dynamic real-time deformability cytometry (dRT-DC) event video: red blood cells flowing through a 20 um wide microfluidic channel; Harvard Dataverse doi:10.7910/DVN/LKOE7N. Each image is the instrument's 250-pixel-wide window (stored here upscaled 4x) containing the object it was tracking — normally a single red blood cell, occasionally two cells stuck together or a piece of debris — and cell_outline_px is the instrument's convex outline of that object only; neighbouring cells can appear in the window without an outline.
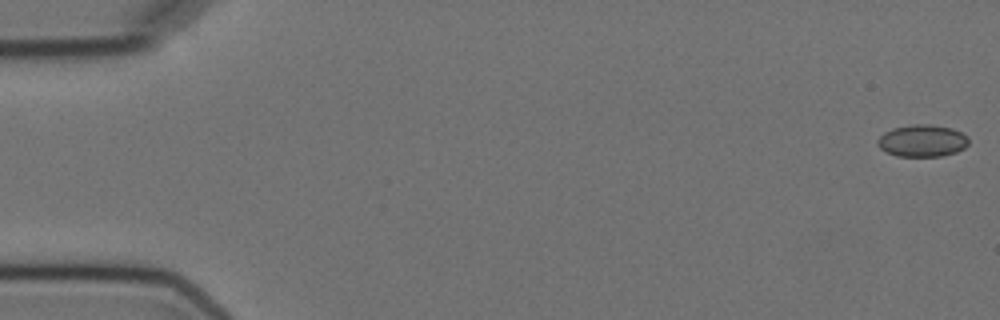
{"species": "Egyptian fruit bat (a non-hibernating species)", "species_latin": "Rousettus aegyptiacus", "temperature_condition": "cold", "stored_images_in_passage": 5, "camera_frame_rate_fps": 3000, "um_per_image_px": 0.085, "animal": {"sex": "female"}, "frame": {"image": 1, "passage_image": 1, "time_ms": 0.0, "image_size_px": [1000, 320], "cell_outline_px": [[968, 144], [964, 148], [956, 152], [940, 156], [896, 156], [884, 152], [876, 144], [876, 140], [884, 132], [892, 128], [916, 124], [928, 124], [952, 128], [968, 136]], "centroid_in_image_um": [78.36, 11.97], "position_along_channel_um": 6.6, "area_um2": 17.11}}
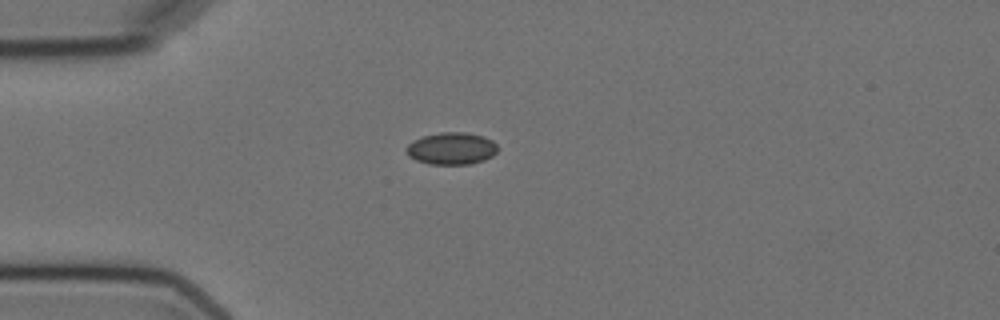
{"frame": {"image": 2, "passage_image": 5, "time_ms": 4.667, "image_size_px": [1000, 320], "cell_outline_px": [[496, 152], [492, 156], [484, 160], [472, 164], [428, 164], [416, 160], [408, 156], [404, 148], [412, 140], [424, 136], [440, 132], [464, 132], [484, 136], [492, 140], [496, 144]], "centroid_in_image_um": [38.35, 12.62], "position_along_channel_um": 46.7, "area_um2": 17.22}}